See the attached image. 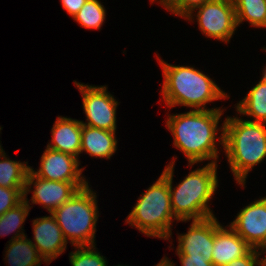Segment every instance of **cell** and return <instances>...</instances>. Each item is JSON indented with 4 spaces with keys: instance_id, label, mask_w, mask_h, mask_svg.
<instances>
[{
    "instance_id": "obj_1",
    "label": "cell",
    "mask_w": 266,
    "mask_h": 266,
    "mask_svg": "<svg viewBox=\"0 0 266 266\" xmlns=\"http://www.w3.org/2000/svg\"><path fill=\"white\" fill-rule=\"evenodd\" d=\"M225 109L213 107L167 114L165 125L173 136V146L183 152L188 167L204 161L219 162L218 146L224 149V121L218 125Z\"/></svg>"
},
{
    "instance_id": "obj_29",
    "label": "cell",
    "mask_w": 266,
    "mask_h": 266,
    "mask_svg": "<svg viewBox=\"0 0 266 266\" xmlns=\"http://www.w3.org/2000/svg\"><path fill=\"white\" fill-rule=\"evenodd\" d=\"M155 266H176L167 256H164Z\"/></svg>"
},
{
    "instance_id": "obj_6",
    "label": "cell",
    "mask_w": 266,
    "mask_h": 266,
    "mask_svg": "<svg viewBox=\"0 0 266 266\" xmlns=\"http://www.w3.org/2000/svg\"><path fill=\"white\" fill-rule=\"evenodd\" d=\"M88 184L51 214L56 218L67 242L74 247L96 245L99 217L97 193Z\"/></svg>"
},
{
    "instance_id": "obj_11",
    "label": "cell",
    "mask_w": 266,
    "mask_h": 266,
    "mask_svg": "<svg viewBox=\"0 0 266 266\" xmlns=\"http://www.w3.org/2000/svg\"><path fill=\"white\" fill-rule=\"evenodd\" d=\"M45 151L40 158L39 169L34 170L30 166V171L39 178L51 181H63V182H88L82 172L84 167L81 165V161L67 153L55 151L45 147Z\"/></svg>"
},
{
    "instance_id": "obj_15",
    "label": "cell",
    "mask_w": 266,
    "mask_h": 266,
    "mask_svg": "<svg viewBox=\"0 0 266 266\" xmlns=\"http://www.w3.org/2000/svg\"><path fill=\"white\" fill-rule=\"evenodd\" d=\"M47 148L80 158L82 124L80 120L57 116Z\"/></svg>"
},
{
    "instance_id": "obj_32",
    "label": "cell",
    "mask_w": 266,
    "mask_h": 266,
    "mask_svg": "<svg viewBox=\"0 0 266 266\" xmlns=\"http://www.w3.org/2000/svg\"><path fill=\"white\" fill-rule=\"evenodd\" d=\"M158 0H150L151 4H153L154 2H157Z\"/></svg>"
},
{
    "instance_id": "obj_24",
    "label": "cell",
    "mask_w": 266,
    "mask_h": 266,
    "mask_svg": "<svg viewBox=\"0 0 266 266\" xmlns=\"http://www.w3.org/2000/svg\"><path fill=\"white\" fill-rule=\"evenodd\" d=\"M206 1L208 0H158L157 3L172 15L185 18L193 9L201 6Z\"/></svg>"
},
{
    "instance_id": "obj_8",
    "label": "cell",
    "mask_w": 266,
    "mask_h": 266,
    "mask_svg": "<svg viewBox=\"0 0 266 266\" xmlns=\"http://www.w3.org/2000/svg\"><path fill=\"white\" fill-rule=\"evenodd\" d=\"M82 96L86 121L81 124L108 131H117L118 102L106 85L95 86L73 81Z\"/></svg>"
},
{
    "instance_id": "obj_13",
    "label": "cell",
    "mask_w": 266,
    "mask_h": 266,
    "mask_svg": "<svg viewBox=\"0 0 266 266\" xmlns=\"http://www.w3.org/2000/svg\"><path fill=\"white\" fill-rule=\"evenodd\" d=\"M32 227L34 242L31 243L48 264L66 251L68 242L51 213L33 219Z\"/></svg>"
},
{
    "instance_id": "obj_33",
    "label": "cell",
    "mask_w": 266,
    "mask_h": 266,
    "mask_svg": "<svg viewBox=\"0 0 266 266\" xmlns=\"http://www.w3.org/2000/svg\"><path fill=\"white\" fill-rule=\"evenodd\" d=\"M2 128H3V127L0 126V133H1ZM1 145H2V144H1V141H0V146H1Z\"/></svg>"
},
{
    "instance_id": "obj_5",
    "label": "cell",
    "mask_w": 266,
    "mask_h": 266,
    "mask_svg": "<svg viewBox=\"0 0 266 266\" xmlns=\"http://www.w3.org/2000/svg\"><path fill=\"white\" fill-rule=\"evenodd\" d=\"M174 217L168 180L161 174L150 187L138 197L125 219V224L136 228L147 237L169 240L172 237Z\"/></svg>"
},
{
    "instance_id": "obj_26",
    "label": "cell",
    "mask_w": 266,
    "mask_h": 266,
    "mask_svg": "<svg viewBox=\"0 0 266 266\" xmlns=\"http://www.w3.org/2000/svg\"><path fill=\"white\" fill-rule=\"evenodd\" d=\"M262 251L251 249L245 256L222 266H262Z\"/></svg>"
},
{
    "instance_id": "obj_19",
    "label": "cell",
    "mask_w": 266,
    "mask_h": 266,
    "mask_svg": "<svg viewBox=\"0 0 266 266\" xmlns=\"http://www.w3.org/2000/svg\"><path fill=\"white\" fill-rule=\"evenodd\" d=\"M3 146H0V186L6 188H25L27 174L30 170L28 162L10 160Z\"/></svg>"
},
{
    "instance_id": "obj_10",
    "label": "cell",
    "mask_w": 266,
    "mask_h": 266,
    "mask_svg": "<svg viewBox=\"0 0 266 266\" xmlns=\"http://www.w3.org/2000/svg\"><path fill=\"white\" fill-rule=\"evenodd\" d=\"M229 225L253 249L262 251L266 247V196L244 206Z\"/></svg>"
},
{
    "instance_id": "obj_31",
    "label": "cell",
    "mask_w": 266,
    "mask_h": 266,
    "mask_svg": "<svg viewBox=\"0 0 266 266\" xmlns=\"http://www.w3.org/2000/svg\"><path fill=\"white\" fill-rule=\"evenodd\" d=\"M262 254L264 255V257H262V266H266V248L262 250Z\"/></svg>"
},
{
    "instance_id": "obj_28",
    "label": "cell",
    "mask_w": 266,
    "mask_h": 266,
    "mask_svg": "<svg viewBox=\"0 0 266 266\" xmlns=\"http://www.w3.org/2000/svg\"><path fill=\"white\" fill-rule=\"evenodd\" d=\"M181 266H214L207 258L190 257L188 255H178Z\"/></svg>"
},
{
    "instance_id": "obj_18",
    "label": "cell",
    "mask_w": 266,
    "mask_h": 266,
    "mask_svg": "<svg viewBox=\"0 0 266 266\" xmlns=\"http://www.w3.org/2000/svg\"><path fill=\"white\" fill-rule=\"evenodd\" d=\"M24 236L21 238L8 241L5 247V259L8 266H40L41 264L49 265L39 254L31 239ZM44 262V263H43Z\"/></svg>"
},
{
    "instance_id": "obj_23",
    "label": "cell",
    "mask_w": 266,
    "mask_h": 266,
    "mask_svg": "<svg viewBox=\"0 0 266 266\" xmlns=\"http://www.w3.org/2000/svg\"><path fill=\"white\" fill-rule=\"evenodd\" d=\"M74 252L69 253L71 266H107V258L100 254L96 245L75 247Z\"/></svg>"
},
{
    "instance_id": "obj_12",
    "label": "cell",
    "mask_w": 266,
    "mask_h": 266,
    "mask_svg": "<svg viewBox=\"0 0 266 266\" xmlns=\"http://www.w3.org/2000/svg\"><path fill=\"white\" fill-rule=\"evenodd\" d=\"M176 234L178 235V246L175 254L207 258L209 262H212L214 216L202 220H192L185 234Z\"/></svg>"
},
{
    "instance_id": "obj_17",
    "label": "cell",
    "mask_w": 266,
    "mask_h": 266,
    "mask_svg": "<svg viewBox=\"0 0 266 266\" xmlns=\"http://www.w3.org/2000/svg\"><path fill=\"white\" fill-rule=\"evenodd\" d=\"M235 106L240 116H248V121L266 124V82L261 80Z\"/></svg>"
},
{
    "instance_id": "obj_20",
    "label": "cell",
    "mask_w": 266,
    "mask_h": 266,
    "mask_svg": "<svg viewBox=\"0 0 266 266\" xmlns=\"http://www.w3.org/2000/svg\"><path fill=\"white\" fill-rule=\"evenodd\" d=\"M31 207L33 206H29L23 199L14 208L2 214L0 216V237H5L6 235L8 236L14 233L12 234L14 236L9 240L12 241L26 236L23 223H25L26 218L29 216Z\"/></svg>"
},
{
    "instance_id": "obj_25",
    "label": "cell",
    "mask_w": 266,
    "mask_h": 266,
    "mask_svg": "<svg viewBox=\"0 0 266 266\" xmlns=\"http://www.w3.org/2000/svg\"><path fill=\"white\" fill-rule=\"evenodd\" d=\"M24 188L0 186V216L23 200Z\"/></svg>"
},
{
    "instance_id": "obj_30",
    "label": "cell",
    "mask_w": 266,
    "mask_h": 266,
    "mask_svg": "<svg viewBox=\"0 0 266 266\" xmlns=\"http://www.w3.org/2000/svg\"><path fill=\"white\" fill-rule=\"evenodd\" d=\"M262 50H264L266 52V49H262ZM261 75L262 76H261L260 79L266 82V64H265V66H263V70H262V74Z\"/></svg>"
},
{
    "instance_id": "obj_7",
    "label": "cell",
    "mask_w": 266,
    "mask_h": 266,
    "mask_svg": "<svg viewBox=\"0 0 266 266\" xmlns=\"http://www.w3.org/2000/svg\"><path fill=\"white\" fill-rule=\"evenodd\" d=\"M183 19L189 22L196 20L201 34L226 44L238 29L233 0H208Z\"/></svg>"
},
{
    "instance_id": "obj_16",
    "label": "cell",
    "mask_w": 266,
    "mask_h": 266,
    "mask_svg": "<svg viewBox=\"0 0 266 266\" xmlns=\"http://www.w3.org/2000/svg\"><path fill=\"white\" fill-rule=\"evenodd\" d=\"M115 131L93 128L82 124L80 154L90 157L110 159L117 150L118 140Z\"/></svg>"
},
{
    "instance_id": "obj_14",
    "label": "cell",
    "mask_w": 266,
    "mask_h": 266,
    "mask_svg": "<svg viewBox=\"0 0 266 266\" xmlns=\"http://www.w3.org/2000/svg\"><path fill=\"white\" fill-rule=\"evenodd\" d=\"M252 247L248 245L230 225H221L214 216V246L212 263L222 266L245 256Z\"/></svg>"
},
{
    "instance_id": "obj_22",
    "label": "cell",
    "mask_w": 266,
    "mask_h": 266,
    "mask_svg": "<svg viewBox=\"0 0 266 266\" xmlns=\"http://www.w3.org/2000/svg\"><path fill=\"white\" fill-rule=\"evenodd\" d=\"M106 13L100 0H87L72 19L85 29L100 30L105 23Z\"/></svg>"
},
{
    "instance_id": "obj_3",
    "label": "cell",
    "mask_w": 266,
    "mask_h": 266,
    "mask_svg": "<svg viewBox=\"0 0 266 266\" xmlns=\"http://www.w3.org/2000/svg\"><path fill=\"white\" fill-rule=\"evenodd\" d=\"M165 166L162 175L168 180L171 207L174 217L181 222L202 220L214 215L209 204L217 188L219 179L218 165L208 162L205 166L191 170L181 182L173 187L175 161Z\"/></svg>"
},
{
    "instance_id": "obj_2",
    "label": "cell",
    "mask_w": 266,
    "mask_h": 266,
    "mask_svg": "<svg viewBox=\"0 0 266 266\" xmlns=\"http://www.w3.org/2000/svg\"><path fill=\"white\" fill-rule=\"evenodd\" d=\"M162 68L163 83L160 94L163 106L172 109L176 106L193 110H208L207 104L230 98L210 76L194 66L172 65L159 57Z\"/></svg>"
},
{
    "instance_id": "obj_4",
    "label": "cell",
    "mask_w": 266,
    "mask_h": 266,
    "mask_svg": "<svg viewBox=\"0 0 266 266\" xmlns=\"http://www.w3.org/2000/svg\"><path fill=\"white\" fill-rule=\"evenodd\" d=\"M234 180L245 187L248 173L266 159V124L238 114L224 119V149Z\"/></svg>"
},
{
    "instance_id": "obj_27",
    "label": "cell",
    "mask_w": 266,
    "mask_h": 266,
    "mask_svg": "<svg viewBox=\"0 0 266 266\" xmlns=\"http://www.w3.org/2000/svg\"><path fill=\"white\" fill-rule=\"evenodd\" d=\"M87 0H60L63 9L73 18Z\"/></svg>"
},
{
    "instance_id": "obj_21",
    "label": "cell",
    "mask_w": 266,
    "mask_h": 266,
    "mask_svg": "<svg viewBox=\"0 0 266 266\" xmlns=\"http://www.w3.org/2000/svg\"><path fill=\"white\" fill-rule=\"evenodd\" d=\"M237 25L248 22L254 28L266 24V0H233Z\"/></svg>"
},
{
    "instance_id": "obj_9",
    "label": "cell",
    "mask_w": 266,
    "mask_h": 266,
    "mask_svg": "<svg viewBox=\"0 0 266 266\" xmlns=\"http://www.w3.org/2000/svg\"><path fill=\"white\" fill-rule=\"evenodd\" d=\"M88 183L89 182L45 180L36 177L29 170L26 178L23 199L29 206L32 204H38L46 209L48 213H52L56 208L67 202L79 189L86 187ZM29 192L33 195L31 199L28 200L27 197Z\"/></svg>"
}]
</instances>
